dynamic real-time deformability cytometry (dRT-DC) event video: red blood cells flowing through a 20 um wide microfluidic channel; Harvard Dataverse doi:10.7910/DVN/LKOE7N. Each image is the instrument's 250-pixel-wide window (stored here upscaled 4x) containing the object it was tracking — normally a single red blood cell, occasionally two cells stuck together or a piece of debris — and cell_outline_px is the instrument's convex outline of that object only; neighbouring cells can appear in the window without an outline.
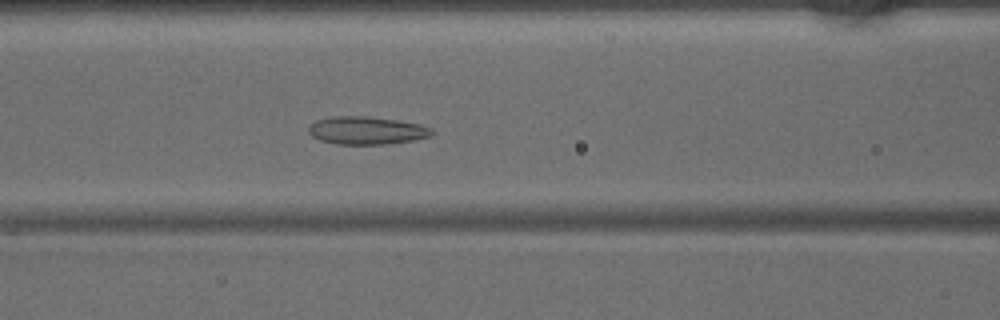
{"species": "common noctule bat (a hibernating species)", "species_latin": "Nyctalus noctula", "temperature_condition": "warm", "stored_images_in_passage": 46, "camera_frame_rate_fps": 3000, "um_per_image_px": 0.085, "animal": {"sex": "male", "body_mass_g": 15.6}, "frame": {"image": 1, "passage_image": 19, "time_ms": 6.0, "image_size_px": [1000, 320], "cell_outline_px": [[436, 132], [432, 136], [416, 140], [388, 144], [336, 144], [320, 140], [312, 136], [308, 132], [308, 128], [316, 120], [328, 116], [368, 116], [396, 120], [420, 124], [432, 128]], "centroid_in_image_um": [31.2, 11.09], "position_along_channel_um": 135.4, "area_um2": 20.29}}
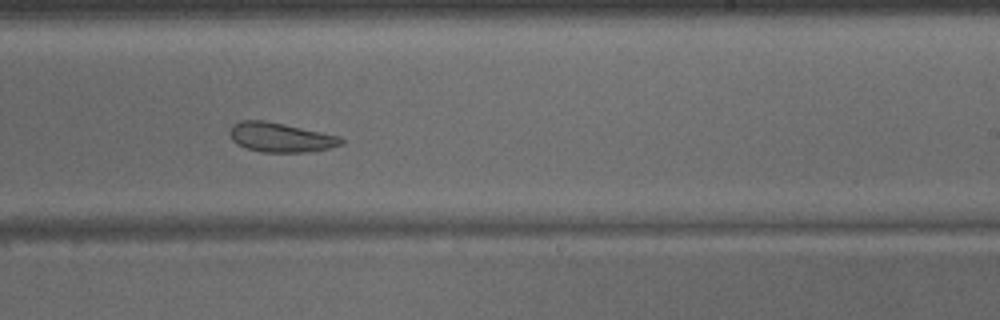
{"frame": {"image": 2, "passage_image": 28, "time_ms": 9.0, "image_size_px": [1000, 320], "cell_outline_px": [[344, 144], [328, 148], [308, 152], [260, 152], [236, 144], [232, 140], [228, 132], [232, 124], [240, 120], [264, 120], [340, 136], [344, 140]], "centroid_in_image_um": [23.81, 11.67], "position_along_channel_um": 265.2, "area_um2": 19.13}}
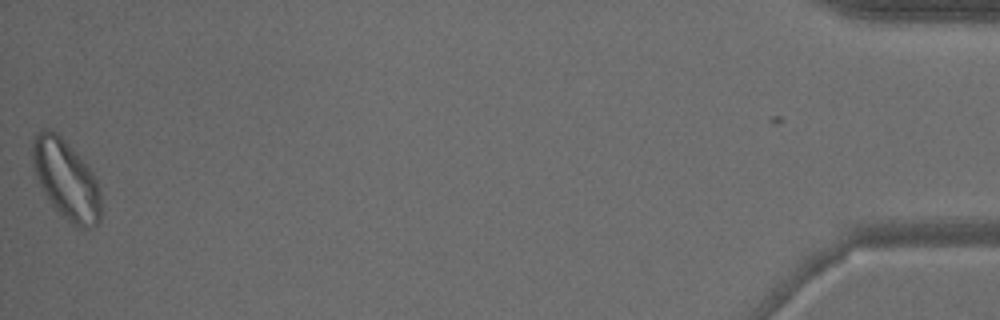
{"frame": {"image": 3, "passage_image": 46, "time_ms": 15.0, "image_size_px": [1000, 320], "cell_outline_px": [[100, 220], [92, 228], [80, 228], [72, 224], [52, 204], [36, 180], [32, 160], [32, 140], [44, 128], [48, 128], [56, 132], [64, 140], [92, 172], [96, 180], [100, 192]], "centroid_in_image_um": [5.6, 15.27], "position_along_channel_um": 429.6, "area_um2": 31.1}}